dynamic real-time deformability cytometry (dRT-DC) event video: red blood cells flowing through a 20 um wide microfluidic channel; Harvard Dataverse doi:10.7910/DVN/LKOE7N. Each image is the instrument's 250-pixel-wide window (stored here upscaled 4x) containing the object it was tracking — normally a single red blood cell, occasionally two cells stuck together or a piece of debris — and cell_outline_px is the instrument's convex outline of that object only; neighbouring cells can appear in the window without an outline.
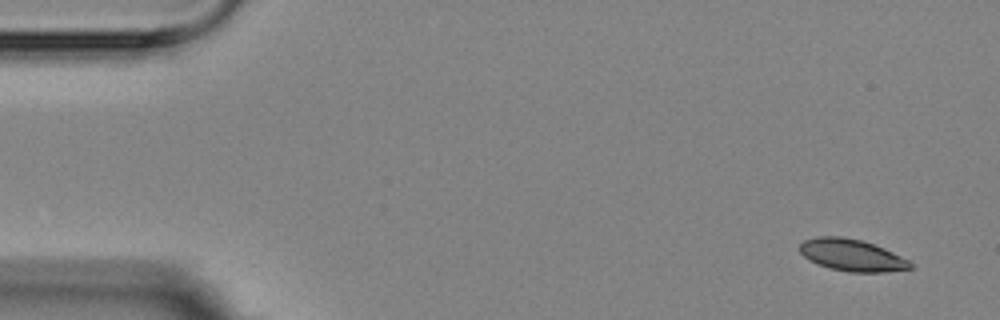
{"species": "Egyptian fruit bat (a non-hibernating species)", "species_latin": "Rousettus aegyptiacus", "temperature_condition": "room temperature", "stored_images_in_passage": 5, "camera_frame_rate_fps": 3000, "um_per_image_px": 0.085, "animal": {"sex": "female"}, "frame": {"image": 1, "passage_image": 1, "time_ms": 0.0, "image_size_px": [1000, 320], "cell_outline_px": [[912, 268], [884, 272], [848, 272], [816, 264], [808, 260], [800, 252], [800, 244], [804, 240], [816, 236], [840, 236], [860, 240], [884, 248], [908, 260], [912, 264]], "centroid_in_image_um": [72.37, 21.68], "position_along_channel_um": 12.6, "area_um2": 20.4}}
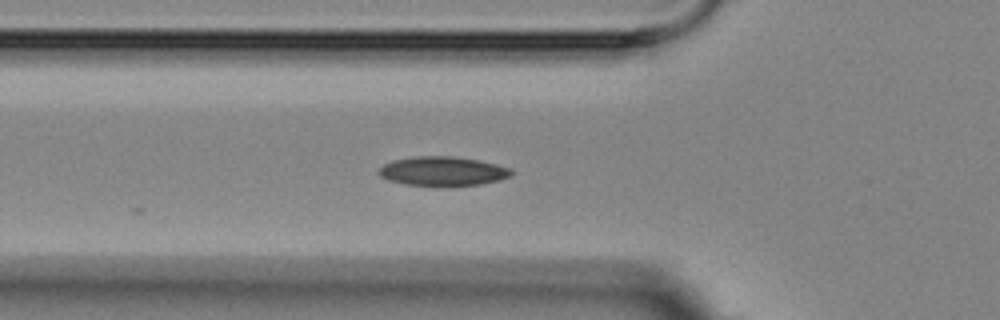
{"frame": {"image": 2, "passage_image": 5, "time_ms": 5.333, "image_size_px": [1000, 320], "cell_outline_px": [[512, 176], [500, 180], [480, 184], [404, 184], [388, 180], [380, 176], [376, 172], [384, 164], [392, 160], [412, 156], [452, 156], [480, 160], [512, 168]], "centroid_in_image_um": [37.63, 14.52], "position_along_channel_um": 88.2, "area_um2": 22.25}}